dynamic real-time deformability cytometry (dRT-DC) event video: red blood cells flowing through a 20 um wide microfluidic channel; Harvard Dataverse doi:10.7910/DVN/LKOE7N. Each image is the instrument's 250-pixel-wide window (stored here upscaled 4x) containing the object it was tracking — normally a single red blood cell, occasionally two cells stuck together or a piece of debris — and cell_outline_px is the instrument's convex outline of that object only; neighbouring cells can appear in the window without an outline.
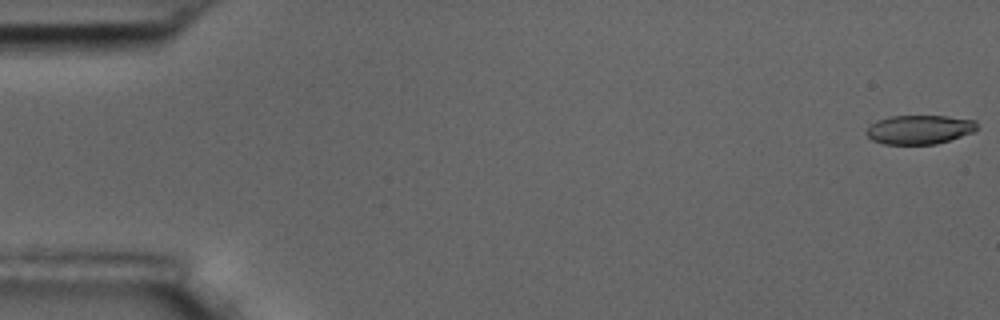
{"species": "common noctule bat (a hibernating species)", "species_latin": "Nyctalus noctula", "temperature_condition": "room temperature", "stored_images_in_passage": 56, "camera_frame_rate_fps": 3000, "um_per_image_px": 0.085, "animal": {"sex": "male", "body_mass_g": 17.5, "forearm_length_mm": 52.3}, "frame": {"image": 1, "passage_image": 1, "time_ms": 0.0, "image_size_px": [1000, 320], "cell_outline_px": [[976, 128], [972, 132], [936, 144], [884, 144], [872, 140], [864, 132], [876, 120], [888, 116], [948, 116], [976, 120]], "centroid_in_image_um": [78.11, 11.0], "position_along_channel_um": 6.9, "area_um2": 18.61}}
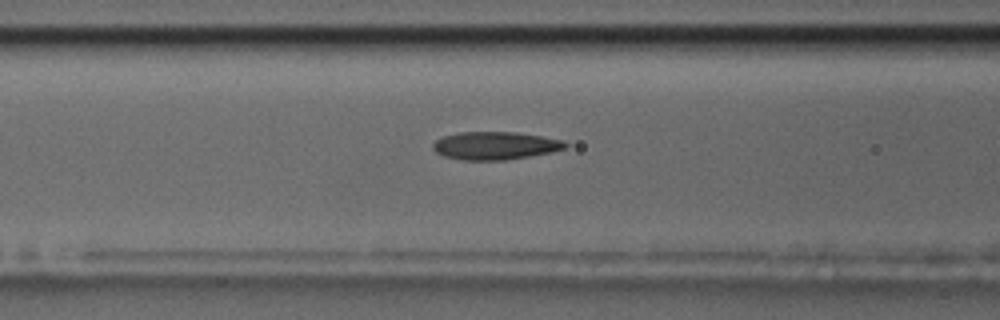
{"frame": {"image": 2, "passage_image": 23, "time_ms": 7.333, "image_size_px": [1000, 320], "cell_outline_px": [[568, 144], [564, 148], [552, 152], [504, 160], [464, 160], [444, 156], [436, 152], [432, 148], [432, 144], [436, 140], [444, 136], [460, 132], [516, 132], [564, 140]], "centroid_in_image_um": [42.08, 12.38], "position_along_channel_um": 124.5, "area_um2": 21.39}}
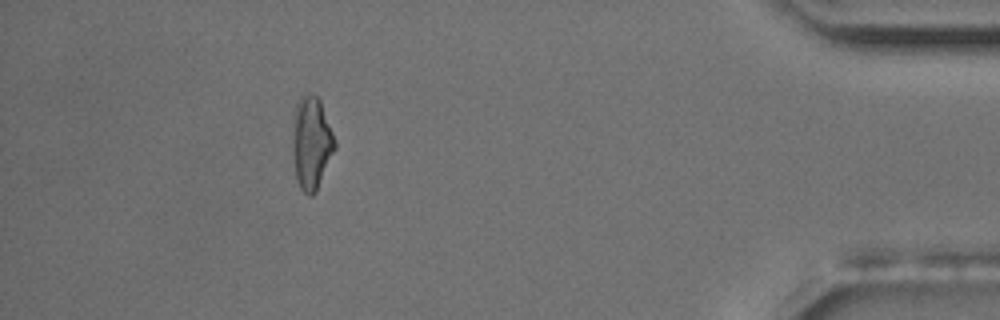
{"frame": {"image": 3, "passage_image": 51, "time_ms": 16.667, "image_size_px": [1000, 320], "cell_outline_px": [[336, 148], [316, 192], [312, 196], [308, 196], [300, 188], [296, 180], [292, 152], [292, 120], [296, 100], [304, 92], [316, 96], [320, 100], [336, 140]], "centroid_in_image_um": [26.45, 12.13], "position_along_channel_um": 408.8, "area_um2": 23.47}, "authors_computed_cell_mechanics": {"area_um2": 21.1837, "velocity_mm_per_s": 3.6226, "shape_relaxation_time_tau1_ms": null, "shape_relaxation_time_tau2_ms": 3.0231, "deformation_change_tau1": null, "deformation_change_tau2": 0.1101}}